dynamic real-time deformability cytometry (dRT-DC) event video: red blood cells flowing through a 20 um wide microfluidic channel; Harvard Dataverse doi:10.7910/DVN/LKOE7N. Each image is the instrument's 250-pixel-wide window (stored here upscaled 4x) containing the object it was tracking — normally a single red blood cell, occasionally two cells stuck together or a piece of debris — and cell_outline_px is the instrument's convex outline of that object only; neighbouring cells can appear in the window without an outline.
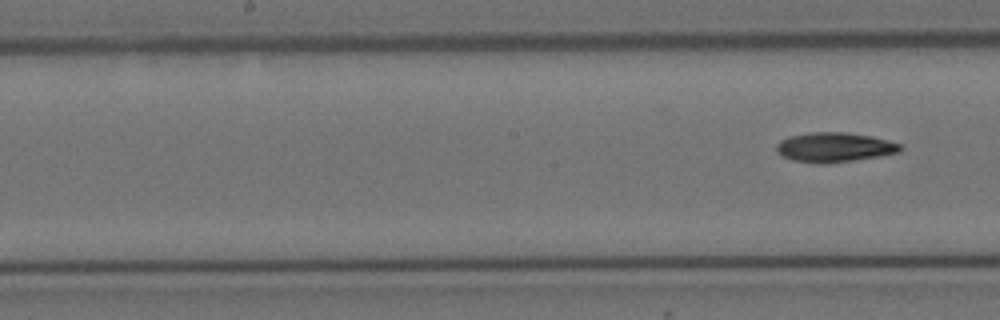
{"species": "Egyptian fruit bat (a non-hibernating species)", "species_latin": "Rousettus aegyptiacus", "temperature_condition": "cold", "stored_images_in_passage": 9, "segment_of_instrument_passage": [2, 2], "camera_frame_rate_fps": 3000, "um_per_image_px": 0.085, "animal": {"sex": "female"}, "frame": {"image": 1, "passage_image": 9, "time_ms": 11.0, "image_size_px": [1000, 320], "cell_outline_px": [[904, 148], [900, 152], [880, 156], [824, 164], [820, 164], [792, 160], [784, 156], [776, 148], [776, 144], [780, 140], [788, 136], [808, 132], [844, 132], [872, 136], [900, 144]], "centroid_in_image_um": [70.93, 12.51], "position_along_channel_um": 177.3, "area_um2": 21.33}}